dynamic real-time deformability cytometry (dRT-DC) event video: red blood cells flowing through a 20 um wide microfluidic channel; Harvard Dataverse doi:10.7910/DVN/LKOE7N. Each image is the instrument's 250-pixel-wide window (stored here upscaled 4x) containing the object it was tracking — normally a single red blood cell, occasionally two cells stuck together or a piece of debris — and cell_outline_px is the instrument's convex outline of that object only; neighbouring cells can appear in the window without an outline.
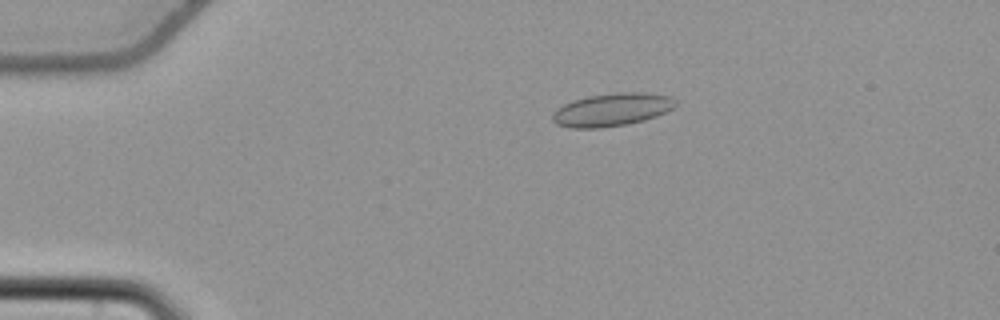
{"species": "common noctule bat (a hibernating species)", "species_latin": "Nyctalus noctula", "temperature_condition": "cold", "stored_images_in_passage": 14, "camera_frame_rate_fps": 3000, "um_per_image_px": 0.085, "animal": {"sex": "female", "body_mass_g": 22.7, "forearm_length_mm": 54.2}, "frame": {"image": 1, "passage_image": 12, "time_ms": 3.667, "image_size_px": [1000, 320], "cell_outline_px": [[676, 104], [672, 108], [656, 116], [644, 120], [628, 124], [600, 128], [572, 128], [556, 124], [552, 120], [552, 112], [556, 108], [572, 100], [588, 96], [620, 92], [644, 92], [672, 96], [676, 100]], "centroid_in_image_um": [51.99, 9.32], "position_along_channel_um": 33.0, "area_um2": 23.76}}